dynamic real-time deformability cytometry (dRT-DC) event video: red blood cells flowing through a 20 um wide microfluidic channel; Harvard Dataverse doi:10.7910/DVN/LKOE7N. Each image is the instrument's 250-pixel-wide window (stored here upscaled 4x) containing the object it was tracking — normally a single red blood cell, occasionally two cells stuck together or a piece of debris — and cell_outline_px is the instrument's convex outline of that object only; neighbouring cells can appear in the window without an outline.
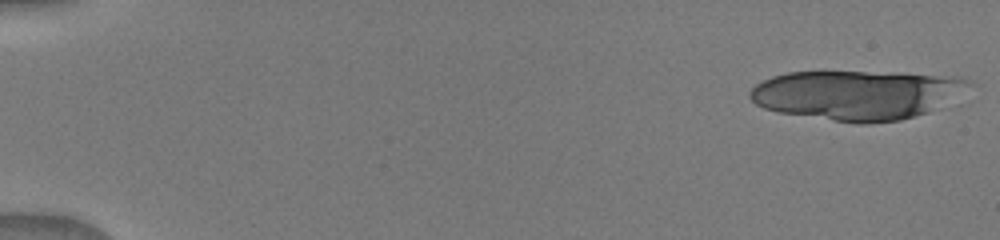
{"species": "human", "species_latin": "Homo sapiens", "temperature_condition": "warm", "stored_images_in_passage": 18, "camera_frame_rate_fps": 3000, "um_per_image_px": 0.085, "donor": {"sex": "male"}, "frame": {"image": 1, "passage_image": 1, "time_ms": 0.0, "image_size_px": [1000, 240], "cell_outline_px": [[976, 84], [928, 112], [900, 120], [864, 124], [856, 124], [780, 112], [764, 108], [756, 104], [748, 96], [748, 92], [756, 84], [772, 76], [788, 72], [892, 72], [960, 76], [972, 80]], "centroid_in_image_um": [72.86, 8.05], "position_along_channel_um": 12.1, "area_um2": 63.29}}